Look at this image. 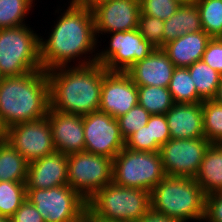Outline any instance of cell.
Here are the masks:
<instances>
[{"instance_id":"36","label":"cell","mask_w":222,"mask_h":222,"mask_svg":"<svg viewBox=\"0 0 222 222\" xmlns=\"http://www.w3.org/2000/svg\"><path fill=\"white\" fill-rule=\"evenodd\" d=\"M202 60L222 75V38H211Z\"/></svg>"},{"instance_id":"45","label":"cell","mask_w":222,"mask_h":222,"mask_svg":"<svg viewBox=\"0 0 222 222\" xmlns=\"http://www.w3.org/2000/svg\"><path fill=\"white\" fill-rule=\"evenodd\" d=\"M96 222H112V221H103V220H100V219H96Z\"/></svg>"},{"instance_id":"30","label":"cell","mask_w":222,"mask_h":222,"mask_svg":"<svg viewBox=\"0 0 222 222\" xmlns=\"http://www.w3.org/2000/svg\"><path fill=\"white\" fill-rule=\"evenodd\" d=\"M203 131L210 143H222V105L215 100L202 102Z\"/></svg>"},{"instance_id":"28","label":"cell","mask_w":222,"mask_h":222,"mask_svg":"<svg viewBox=\"0 0 222 222\" xmlns=\"http://www.w3.org/2000/svg\"><path fill=\"white\" fill-rule=\"evenodd\" d=\"M26 184L0 181V216L11 218L25 201Z\"/></svg>"},{"instance_id":"4","label":"cell","mask_w":222,"mask_h":222,"mask_svg":"<svg viewBox=\"0 0 222 222\" xmlns=\"http://www.w3.org/2000/svg\"><path fill=\"white\" fill-rule=\"evenodd\" d=\"M151 211L179 222H204L205 194L194 178L165 176L150 192Z\"/></svg>"},{"instance_id":"22","label":"cell","mask_w":222,"mask_h":222,"mask_svg":"<svg viewBox=\"0 0 222 222\" xmlns=\"http://www.w3.org/2000/svg\"><path fill=\"white\" fill-rule=\"evenodd\" d=\"M164 26L163 47L181 35L203 31L196 3L180 5L175 14L164 21Z\"/></svg>"},{"instance_id":"40","label":"cell","mask_w":222,"mask_h":222,"mask_svg":"<svg viewBox=\"0 0 222 222\" xmlns=\"http://www.w3.org/2000/svg\"><path fill=\"white\" fill-rule=\"evenodd\" d=\"M75 2L88 6L89 8H92L95 4L103 1V0H74Z\"/></svg>"},{"instance_id":"9","label":"cell","mask_w":222,"mask_h":222,"mask_svg":"<svg viewBox=\"0 0 222 222\" xmlns=\"http://www.w3.org/2000/svg\"><path fill=\"white\" fill-rule=\"evenodd\" d=\"M113 159L87 151L68 155V185L86 201L112 182Z\"/></svg>"},{"instance_id":"44","label":"cell","mask_w":222,"mask_h":222,"mask_svg":"<svg viewBox=\"0 0 222 222\" xmlns=\"http://www.w3.org/2000/svg\"><path fill=\"white\" fill-rule=\"evenodd\" d=\"M0 222H10V218L4 217V216H0Z\"/></svg>"},{"instance_id":"18","label":"cell","mask_w":222,"mask_h":222,"mask_svg":"<svg viewBox=\"0 0 222 222\" xmlns=\"http://www.w3.org/2000/svg\"><path fill=\"white\" fill-rule=\"evenodd\" d=\"M175 65L162 48L134 63L126 73L137 86L169 87Z\"/></svg>"},{"instance_id":"20","label":"cell","mask_w":222,"mask_h":222,"mask_svg":"<svg viewBox=\"0 0 222 222\" xmlns=\"http://www.w3.org/2000/svg\"><path fill=\"white\" fill-rule=\"evenodd\" d=\"M211 40L204 31L186 33L168 42L162 48L175 67H188L202 60L203 53Z\"/></svg>"},{"instance_id":"33","label":"cell","mask_w":222,"mask_h":222,"mask_svg":"<svg viewBox=\"0 0 222 222\" xmlns=\"http://www.w3.org/2000/svg\"><path fill=\"white\" fill-rule=\"evenodd\" d=\"M141 14L153 16L166 21L180 7L175 0H139Z\"/></svg>"},{"instance_id":"31","label":"cell","mask_w":222,"mask_h":222,"mask_svg":"<svg viewBox=\"0 0 222 222\" xmlns=\"http://www.w3.org/2000/svg\"><path fill=\"white\" fill-rule=\"evenodd\" d=\"M151 114L137 104L131 108L126 114L117 118L120 132L124 140H126L135 131L147 125Z\"/></svg>"},{"instance_id":"26","label":"cell","mask_w":222,"mask_h":222,"mask_svg":"<svg viewBox=\"0 0 222 222\" xmlns=\"http://www.w3.org/2000/svg\"><path fill=\"white\" fill-rule=\"evenodd\" d=\"M138 104L151 115L165 114L175 103L167 87L137 86Z\"/></svg>"},{"instance_id":"39","label":"cell","mask_w":222,"mask_h":222,"mask_svg":"<svg viewBox=\"0 0 222 222\" xmlns=\"http://www.w3.org/2000/svg\"><path fill=\"white\" fill-rule=\"evenodd\" d=\"M137 222H179L175 219L166 217L164 215H160L152 212L151 210L145 214L139 221Z\"/></svg>"},{"instance_id":"11","label":"cell","mask_w":222,"mask_h":222,"mask_svg":"<svg viewBox=\"0 0 222 222\" xmlns=\"http://www.w3.org/2000/svg\"><path fill=\"white\" fill-rule=\"evenodd\" d=\"M8 141L28 163L56 151L48 117L12 125L3 131Z\"/></svg>"},{"instance_id":"6","label":"cell","mask_w":222,"mask_h":222,"mask_svg":"<svg viewBox=\"0 0 222 222\" xmlns=\"http://www.w3.org/2000/svg\"><path fill=\"white\" fill-rule=\"evenodd\" d=\"M21 25L0 29V71L4 77H18L42 69L40 35Z\"/></svg>"},{"instance_id":"12","label":"cell","mask_w":222,"mask_h":222,"mask_svg":"<svg viewBox=\"0 0 222 222\" xmlns=\"http://www.w3.org/2000/svg\"><path fill=\"white\" fill-rule=\"evenodd\" d=\"M209 145L205 137L169 139L160 149L165 174L195 178Z\"/></svg>"},{"instance_id":"25","label":"cell","mask_w":222,"mask_h":222,"mask_svg":"<svg viewBox=\"0 0 222 222\" xmlns=\"http://www.w3.org/2000/svg\"><path fill=\"white\" fill-rule=\"evenodd\" d=\"M168 90L172 95L174 103L195 104L204 101L197 94L187 67H175Z\"/></svg>"},{"instance_id":"1","label":"cell","mask_w":222,"mask_h":222,"mask_svg":"<svg viewBox=\"0 0 222 222\" xmlns=\"http://www.w3.org/2000/svg\"><path fill=\"white\" fill-rule=\"evenodd\" d=\"M68 3L67 9H63L65 11L56 19L57 22L54 21L48 38L40 36V61L45 71L70 66V62L74 63L75 60H78L75 65H87L97 60V43L101 41L95 35L92 8L74 0Z\"/></svg>"},{"instance_id":"32","label":"cell","mask_w":222,"mask_h":222,"mask_svg":"<svg viewBox=\"0 0 222 222\" xmlns=\"http://www.w3.org/2000/svg\"><path fill=\"white\" fill-rule=\"evenodd\" d=\"M164 27V21L161 19L140 13L137 29L154 48H163Z\"/></svg>"},{"instance_id":"37","label":"cell","mask_w":222,"mask_h":222,"mask_svg":"<svg viewBox=\"0 0 222 222\" xmlns=\"http://www.w3.org/2000/svg\"><path fill=\"white\" fill-rule=\"evenodd\" d=\"M205 221L222 222V192L205 196Z\"/></svg>"},{"instance_id":"7","label":"cell","mask_w":222,"mask_h":222,"mask_svg":"<svg viewBox=\"0 0 222 222\" xmlns=\"http://www.w3.org/2000/svg\"><path fill=\"white\" fill-rule=\"evenodd\" d=\"M165 176L160 152L124 147L113 159L112 182L118 186L151 192Z\"/></svg>"},{"instance_id":"21","label":"cell","mask_w":222,"mask_h":222,"mask_svg":"<svg viewBox=\"0 0 222 222\" xmlns=\"http://www.w3.org/2000/svg\"><path fill=\"white\" fill-rule=\"evenodd\" d=\"M194 179L205 196L222 192V143H210Z\"/></svg>"},{"instance_id":"35","label":"cell","mask_w":222,"mask_h":222,"mask_svg":"<svg viewBox=\"0 0 222 222\" xmlns=\"http://www.w3.org/2000/svg\"><path fill=\"white\" fill-rule=\"evenodd\" d=\"M147 125H150L151 141L160 147L171 139L165 114L151 115Z\"/></svg>"},{"instance_id":"19","label":"cell","mask_w":222,"mask_h":222,"mask_svg":"<svg viewBox=\"0 0 222 222\" xmlns=\"http://www.w3.org/2000/svg\"><path fill=\"white\" fill-rule=\"evenodd\" d=\"M165 116L171 139L205 137L202 102L195 104L175 103L165 113Z\"/></svg>"},{"instance_id":"38","label":"cell","mask_w":222,"mask_h":222,"mask_svg":"<svg viewBox=\"0 0 222 222\" xmlns=\"http://www.w3.org/2000/svg\"><path fill=\"white\" fill-rule=\"evenodd\" d=\"M10 222H45L36 207L26 198L10 218Z\"/></svg>"},{"instance_id":"17","label":"cell","mask_w":222,"mask_h":222,"mask_svg":"<svg viewBox=\"0 0 222 222\" xmlns=\"http://www.w3.org/2000/svg\"><path fill=\"white\" fill-rule=\"evenodd\" d=\"M68 155L54 151L28 163L26 188L47 189L68 184Z\"/></svg>"},{"instance_id":"24","label":"cell","mask_w":222,"mask_h":222,"mask_svg":"<svg viewBox=\"0 0 222 222\" xmlns=\"http://www.w3.org/2000/svg\"><path fill=\"white\" fill-rule=\"evenodd\" d=\"M194 82L197 94L203 100H212L216 97L221 76L203 60L196 61L187 67Z\"/></svg>"},{"instance_id":"27","label":"cell","mask_w":222,"mask_h":222,"mask_svg":"<svg viewBox=\"0 0 222 222\" xmlns=\"http://www.w3.org/2000/svg\"><path fill=\"white\" fill-rule=\"evenodd\" d=\"M203 31L211 38H222V0H196Z\"/></svg>"},{"instance_id":"42","label":"cell","mask_w":222,"mask_h":222,"mask_svg":"<svg viewBox=\"0 0 222 222\" xmlns=\"http://www.w3.org/2000/svg\"><path fill=\"white\" fill-rule=\"evenodd\" d=\"M75 222H96V219L93 218L88 212H86L81 218Z\"/></svg>"},{"instance_id":"23","label":"cell","mask_w":222,"mask_h":222,"mask_svg":"<svg viewBox=\"0 0 222 222\" xmlns=\"http://www.w3.org/2000/svg\"><path fill=\"white\" fill-rule=\"evenodd\" d=\"M28 162L3 137L0 139V181L26 183Z\"/></svg>"},{"instance_id":"46","label":"cell","mask_w":222,"mask_h":222,"mask_svg":"<svg viewBox=\"0 0 222 222\" xmlns=\"http://www.w3.org/2000/svg\"><path fill=\"white\" fill-rule=\"evenodd\" d=\"M3 137V131L2 129L0 128V139Z\"/></svg>"},{"instance_id":"8","label":"cell","mask_w":222,"mask_h":222,"mask_svg":"<svg viewBox=\"0 0 222 222\" xmlns=\"http://www.w3.org/2000/svg\"><path fill=\"white\" fill-rule=\"evenodd\" d=\"M26 190V198L36 207L45 222H75L87 212V201L68 184Z\"/></svg>"},{"instance_id":"16","label":"cell","mask_w":222,"mask_h":222,"mask_svg":"<svg viewBox=\"0 0 222 222\" xmlns=\"http://www.w3.org/2000/svg\"><path fill=\"white\" fill-rule=\"evenodd\" d=\"M47 117L56 151L66 155L84 151L83 116L55 111L49 107Z\"/></svg>"},{"instance_id":"47","label":"cell","mask_w":222,"mask_h":222,"mask_svg":"<svg viewBox=\"0 0 222 222\" xmlns=\"http://www.w3.org/2000/svg\"><path fill=\"white\" fill-rule=\"evenodd\" d=\"M4 78L3 74L0 71V81Z\"/></svg>"},{"instance_id":"41","label":"cell","mask_w":222,"mask_h":222,"mask_svg":"<svg viewBox=\"0 0 222 222\" xmlns=\"http://www.w3.org/2000/svg\"><path fill=\"white\" fill-rule=\"evenodd\" d=\"M213 100H215L218 104L222 105V76H221V80L219 83L216 97Z\"/></svg>"},{"instance_id":"5","label":"cell","mask_w":222,"mask_h":222,"mask_svg":"<svg viewBox=\"0 0 222 222\" xmlns=\"http://www.w3.org/2000/svg\"><path fill=\"white\" fill-rule=\"evenodd\" d=\"M151 210L150 192L111 182L87 200V212L95 219L137 222Z\"/></svg>"},{"instance_id":"10","label":"cell","mask_w":222,"mask_h":222,"mask_svg":"<svg viewBox=\"0 0 222 222\" xmlns=\"http://www.w3.org/2000/svg\"><path fill=\"white\" fill-rule=\"evenodd\" d=\"M107 34L111 35L109 45L97 52L96 63L110 72H126L156 49L141 36L138 29Z\"/></svg>"},{"instance_id":"43","label":"cell","mask_w":222,"mask_h":222,"mask_svg":"<svg viewBox=\"0 0 222 222\" xmlns=\"http://www.w3.org/2000/svg\"><path fill=\"white\" fill-rule=\"evenodd\" d=\"M180 5H190L196 2V0H175Z\"/></svg>"},{"instance_id":"3","label":"cell","mask_w":222,"mask_h":222,"mask_svg":"<svg viewBox=\"0 0 222 222\" xmlns=\"http://www.w3.org/2000/svg\"><path fill=\"white\" fill-rule=\"evenodd\" d=\"M50 107L49 79L41 69L0 81V128L42 119Z\"/></svg>"},{"instance_id":"34","label":"cell","mask_w":222,"mask_h":222,"mask_svg":"<svg viewBox=\"0 0 222 222\" xmlns=\"http://www.w3.org/2000/svg\"><path fill=\"white\" fill-rule=\"evenodd\" d=\"M125 147L134 151L160 152L161 147L151 141L150 125L135 131L125 140Z\"/></svg>"},{"instance_id":"15","label":"cell","mask_w":222,"mask_h":222,"mask_svg":"<svg viewBox=\"0 0 222 222\" xmlns=\"http://www.w3.org/2000/svg\"><path fill=\"white\" fill-rule=\"evenodd\" d=\"M137 104L138 89L130 76L108 71L103 77L99 111L117 119Z\"/></svg>"},{"instance_id":"2","label":"cell","mask_w":222,"mask_h":222,"mask_svg":"<svg viewBox=\"0 0 222 222\" xmlns=\"http://www.w3.org/2000/svg\"><path fill=\"white\" fill-rule=\"evenodd\" d=\"M107 72L103 65L96 62L46 71L50 108L81 116L99 111L103 77Z\"/></svg>"},{"instance_id":"13","label":"cell","mask_w":222,"mask_h":222,"mask_svg":"<svg viewBox=\"0 0 222 222\" xmlns=\"http://www.w3.org/2000/svg\"><path fill=\"white\" fill-rule=\"evenodd\" d=\"M84 151L114 157L125 147L117 119L101 111L83 115Z\"/></svg>"},{"instance_id":"29","label":"cell","mask_w":222,"mask_h":222,"mask_svg":"<svg viewBox=\"0 0 222 222\" xmlns=\"http://www.w3.org/2000/svg\"><path fill=\"white\" fill-rule=\"evenodd\" d=\"M35 0H0V29L26 25Z\"/></svg>"},{"instance_id":"14","label":"cell","mask_w":222,"mask_h":222,"mask_svg":"<svg viewBox=\"0 0 222 222\" xmlns=\"http://www.w3.org/2000/svg\"><path fill=\"white\" fill-rule=\"evenodd\" d=\"M92 11L97 40L101 34L138 28L141 13L139 0H103L95 4Z\"/></svg>"}]
</instances>
